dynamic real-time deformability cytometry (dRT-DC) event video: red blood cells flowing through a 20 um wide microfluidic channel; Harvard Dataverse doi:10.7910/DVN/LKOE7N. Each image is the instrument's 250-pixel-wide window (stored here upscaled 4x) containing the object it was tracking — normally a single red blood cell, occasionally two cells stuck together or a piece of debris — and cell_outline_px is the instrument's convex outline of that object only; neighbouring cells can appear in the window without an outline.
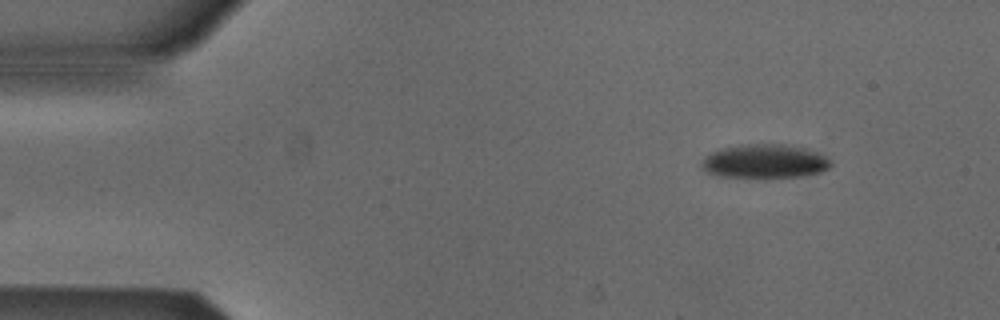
{"species": "Egyptian fruit bat (a non-hibernating species)", "species_latin": "Rousettus aegyptiacus", "temperature_condition": "cold", "stored_images_in_passage": 41, "camera_frame_rate_fps": 3000, "um_per_image_px": 0.085, "animal": {"sex": "male"}, "frame": {"image": 1, "passage_image": 1, "time_ms": 0.0, "image_size_px": [1000, 320], "cell_outline_px": [[832, 164], [828, 168], [820, 172], [800, 176], [764, 180], [720, 176], [708, 172], [700, 164], [704, 156], [712, 152], [724, 148], [748, 144], [784, 144], [804, 148], [816, 152], [824, 156]], "centroid_in_image_um": [64.98, 13.75], "position_along_channel_um": 20.0, "area_um2": 25.89}}
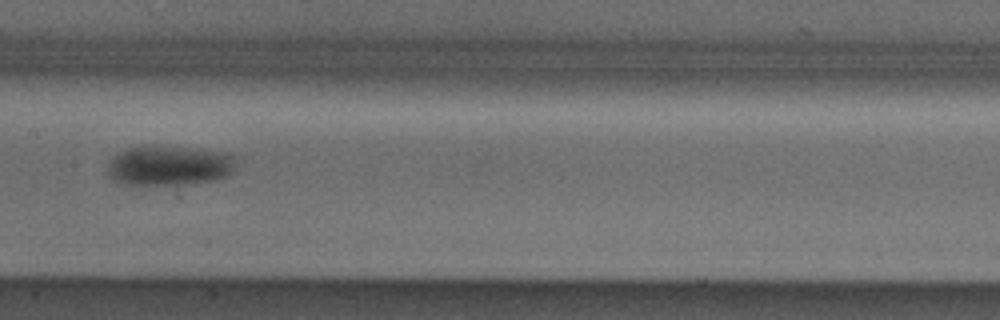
{"frame": {"image": 2, "passage_image": 21, "time_ms": 6.667, "image_size_px": [1000, 320], "cell_outline_px": [[236, 156], [232, 168], [224, 176], [212, 180], [184, 184], [128, 184], [112, 180], [108, 176], [108, 160], [112, 156], [128, 148], [184, 148], [220, 152]], "centroid_in_image_um": [14.3, 14.1], "position_along_channel_um": 193.1, "area_um2": 28.67}}
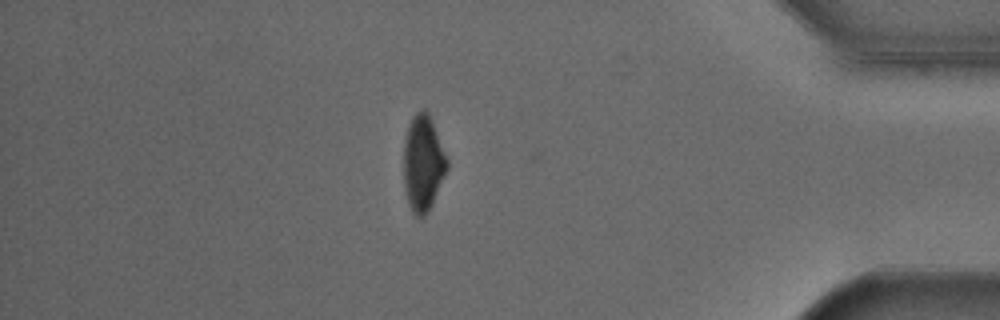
{"frame": {"image": 3, "passage_image": 40, "time_ms": 13.0, "image_size_px": [1000, 320], "cell_outline_px": [[448, 168], [432, 204], [428, 212], [424, 216], [416, 216], [412, 212], [408, 204], [404, 188], [404, 144], [408, 128], [412, 116], [420, 108], [424, 108], [428, 112], [432, 120], [448, 160]], "centroid_in_image_um": [35.96, 13.86], "position_along_channel_um": 399.2, "area_um2": 24.28}, "authors_computed_cell_mechanics": {"area_um2": 28.4954, "velocity_mm_per_s": 3.8787, "shape_relaxation_time_tau1_ms": 3.6099, "shape_relaxation_time_tau2_ms": null, "deformation_change_tau1": 0.1144, "deformation_change_tau2": null}}